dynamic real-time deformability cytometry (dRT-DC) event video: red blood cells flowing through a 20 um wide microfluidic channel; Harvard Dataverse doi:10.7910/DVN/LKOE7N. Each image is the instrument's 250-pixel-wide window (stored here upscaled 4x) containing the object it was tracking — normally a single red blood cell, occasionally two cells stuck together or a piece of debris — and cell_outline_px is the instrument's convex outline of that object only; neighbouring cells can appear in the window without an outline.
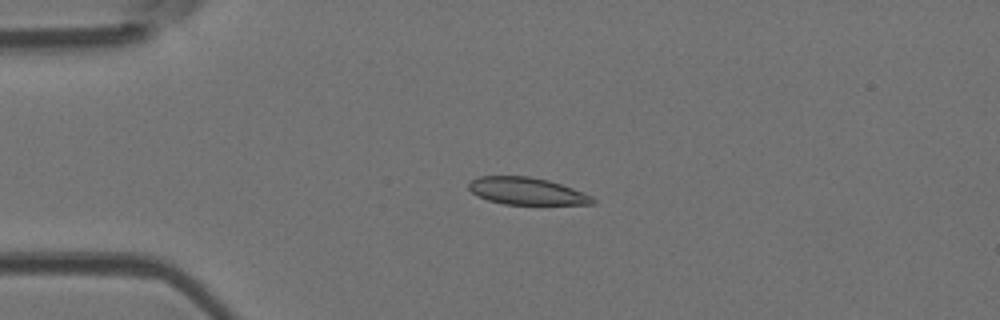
{"species": "Egyptian fruit bat (a non-hibernating species)", "species_latin": "Rousettus aegyptiacus", "temperature_condition": "room temperature", "stored_images_in_passage": 13, "camera_frame_rate_fps": 3000, "um_per_image_px": 0.085, "animal": {"sex": "female"}, "frame": {"image": 1, "passage_image": 3, "time_ms": 0.667, "image_size_px": [1000, 320], "cell_outline_px": [[596, 204], [504, 204], [488, 200], [476, 196], [468, 188], [468, 184], [472, 180], [480, 176], [528, 176], [548, 180], [572, 188], [592, 196], [596, 200]], "centroid_in_image_um": [44.76, 16.24], "position_along_channel_um": 40.2, "area_um2": 19.54}}
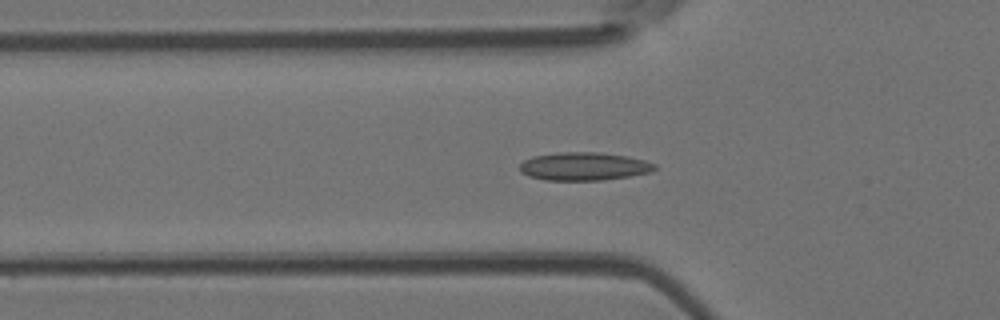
{"frame": {"image": 2, "passage_image": 8, "time_ms": 2.333, "image_size_px": [1000, 320], "cell_outline_px": [[656, 168], [648, 172], [628, 176], [604, 180], [544, 180], [528, 176], [520, 172], [520, 164], [524, 160], [532, 156], [560, 152], [596, 152], [628, 156], [644, 160], [656, 164]], "centroid_in_image_um": [49.59, 14.14], "position_along_channel_um": 76.2, "area_um2": 22.08}}
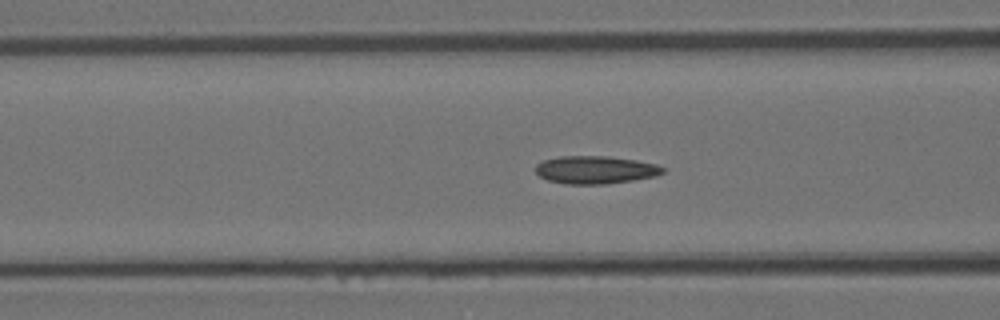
{"frame": {"image": 3, "passage_image": 11, "time_ms": 3.333, "image_size_px": [1000, 320], "cell_outline_px": [[668, 168], [664, 172], [656, 176], [632, 180], [604, 184], [564, 184], [548, 180], [540, 176], [536, 172], [536, 164], [544, 160], [560, 156], [608, 156], [636, 160], [656, 164]], "centroid_in_image_um": [50.63, 14.43], "position_along_channel_um": 116.0, "area_um2": 20.69}}